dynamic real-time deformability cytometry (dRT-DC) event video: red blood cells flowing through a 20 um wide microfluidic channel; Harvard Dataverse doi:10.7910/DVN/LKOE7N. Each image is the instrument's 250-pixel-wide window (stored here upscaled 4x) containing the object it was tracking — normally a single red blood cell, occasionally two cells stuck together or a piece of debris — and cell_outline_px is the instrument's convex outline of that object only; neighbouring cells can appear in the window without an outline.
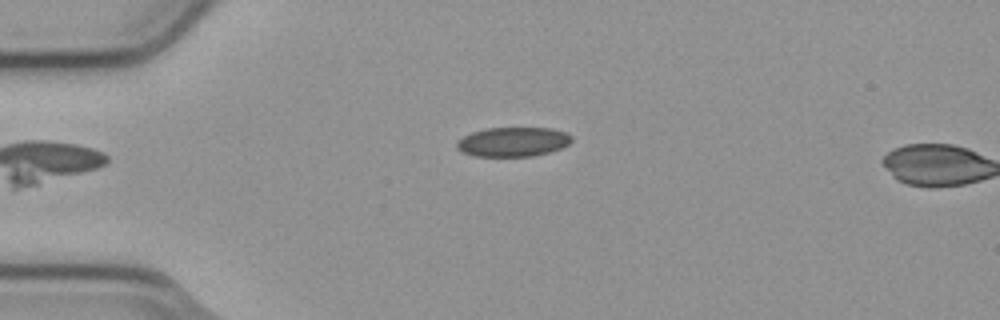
{"species": "common noctule bat (a hibernating species)", "species_latin": "Nyctalus noctula", "temperature_condition": "cold", "stored_images_in_passage": 6, "camera_frame_rate_fps": 3000, "um_per_image_px": 0.085, "animal": {"sex": "male", "body_mass_g": 23.1, "forearm_length_mm": 52.7}, "frame": {"image": 1, "passage_image": 6, "time_ms": 1.667, "image_size_px": [1000, 320], "cell_outline_px": [[572, 140], [568, 144], [560, 148], [548, 152], [532, 156], [476, 156], [464, 152], [456, 148], [456, 140], [472, 132], [488, 128], [552, 128], [564, 132], [572, 136]], "centroid_in_image_um": [43.59, 12.05], "position_along_channel_um": 41.4, "area_um2": 19.54}}